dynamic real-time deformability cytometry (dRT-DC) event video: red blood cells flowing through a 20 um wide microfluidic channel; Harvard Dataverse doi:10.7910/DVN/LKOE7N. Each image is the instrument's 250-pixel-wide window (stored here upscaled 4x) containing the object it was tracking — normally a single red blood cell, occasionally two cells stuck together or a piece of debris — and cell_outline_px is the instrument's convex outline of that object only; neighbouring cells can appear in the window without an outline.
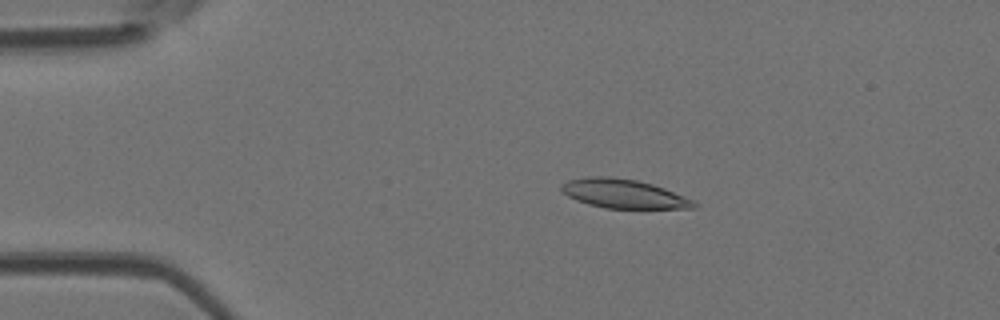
{"species": "Egyptian fruit bat (a non-hibernating species)", "species_latin": "Rousettus aegyptiacus", "temperature_condition": "room temperature", "stored_images_in_passage": 49, "camera_frame_rate_fps": 3000, "um_per_image_px": 0.085, "animal": {"sex": "female"}, "frame": {"image": 1, "passage_image": 10, "time_ms": 3.0, "image_size_px": [1000, 320], "cell_outline_px": [[696, 208], [604, 208], [588, 204], [576, 200], [568, 196], [560, 188], [560, 184], [568, 180], [588, 176], [612, 176], [636, 180], [652, 184], [664, 188], [696, 200]], "centroid_in_image_um": [53.0, 16.46], "position_along_channel_um": 32.0, "area_um2": 22.48}}
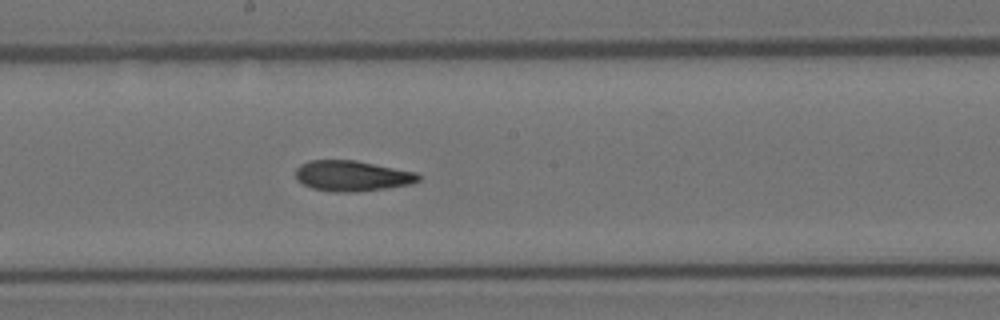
{"frame": {"image": 2, "passage_image": 27, "time_ms": 8.667, "image_size_px": [1000, 320], "cell_outline_px": [[420, 180], [412, 184], [356, 192], [332, 192], [312, 188], [296, 180], [296, 168], [300, 164], [308, 160], [356, 160], [416, 172], [420, 176]], "centroid_in_image_um": [29.91, 14.94], "position_along_channel_um": 218.3, "area_um2": 21.96}}
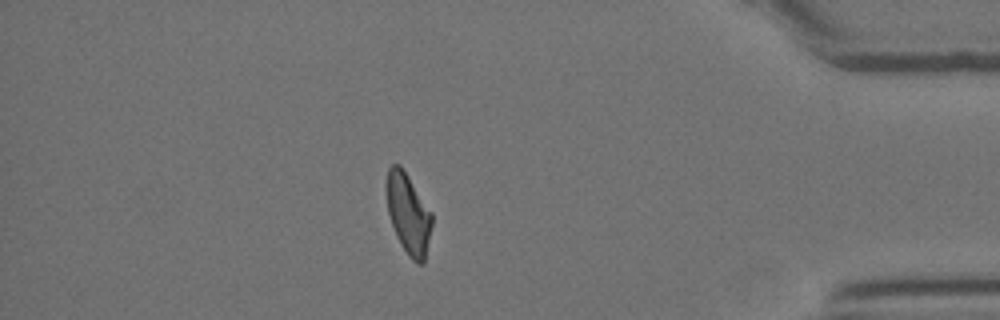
{"frame": {"image": 3, "passage_image": 43, "time_ms": 14.0, "image_size_px": [1000, 320], "cell_outline_px": [[432, 224], [424, 260], [420, 264], [416, 264], [408, 256], [396, 236], [388, 212], [388, 168], [392, 164], [400, 164], [432, 212]], "centroid_in_image_um": [34.73, 18.19], "position_along_channel_um": 400.5, "area_um2": 20.75}, "authors_computed_cell_mechanics": {"area_um2": 22.253, "velocity_mm_per_s": 4.1408, "shape_relaxation_time_tau1_ms": 9.9109, "shape_relaxation_time_tau2_ms": 4.1294, "deformation_change_tau1": 0.2479, "deformation_change_tau2": 0.124}}